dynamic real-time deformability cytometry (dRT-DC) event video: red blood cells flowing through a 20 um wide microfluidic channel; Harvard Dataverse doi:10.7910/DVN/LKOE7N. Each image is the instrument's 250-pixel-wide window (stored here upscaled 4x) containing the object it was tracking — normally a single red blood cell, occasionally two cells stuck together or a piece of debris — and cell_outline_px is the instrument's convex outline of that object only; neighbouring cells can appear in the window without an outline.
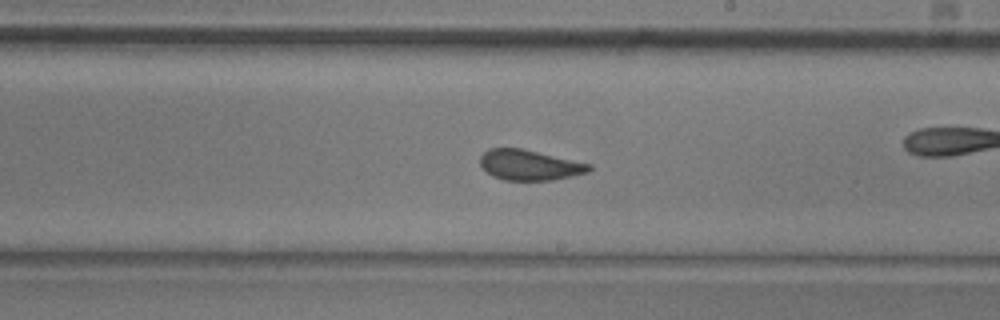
{"species": "common noctule bat (a hibernating species)", "species_latin": "Nyctalus noctula", "temperature_condition": "room temperature", "stored_images_in_passage": 52, "camera_frame_rate_fps": 3000, "um_per_image_px": 0.085, "animal": {"sex": "male", "body_mass_g": 20.5, "forearm_length_mm": 52.5}, "frame": {"image": 1, "passage_image": 30, "time_ms": 9.667, "image_size_px": [1000, 320], "cell_outline_px": [[592, 168], [588, 172], [572, 176], [552, 180], [504, 180], [492, 176], [480, 164], [480, 156], [488, 148], [520, 148], [592, 164]], "centroid_in_image_um": [45.01, 14.03], "position_along_channel_um": 244.0, "area_um2": 19.19}, "authors_computed_cell_mechanics": {"area_um2": 20.0566, "velocity_mm_per_s": 3.7681, "shape_relaxation_time_tau1_ms": 6.6805, "shape_relaxation_time_tau2_ms": 1.017, "deformation_change_tau1": 0.131, "deformation_change_tau2": 0.048}}